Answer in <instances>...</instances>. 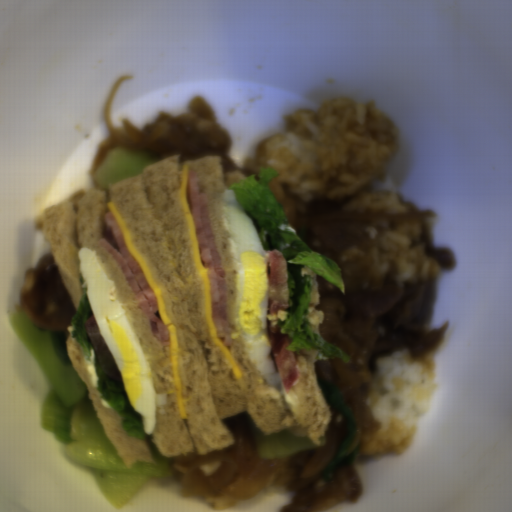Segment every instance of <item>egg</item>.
Returning a JSON list of instances; mask_svg holds the SVG:
<instances>
[{"mask_svg":"<svg viewBox=\"0 0 512 512\" xmlns=\"http://www.w3.org/2000/svg\"><path fill=\"white\" fill-rule=\"evenodd\" d=\"M78 258L91 314L118 367L129 402L142 419L144 432L152 434L156 393L144 350L120 302L116 284L109 279L99 257L85 246L79 249Z\"/></svg>","mask_w":512,"mask_h":512,"instance_id":"obj_2","label":"egg"},{"mask_svg":"<svg viewBox=\"0 0 512 512\" xmlns=\"http://www.w3.org/2000/svg\"><path fill=\"white\" fill-rule=\"evenodd\" d=\"M224 217L236 268L233 314L247 355L272 387H280L267 339L269 271L260 237L239 206L236 191L224 188Z\"/></svg>","mask_w":512,"mask_h":512,"instance_id":"obj_1","label":"egg"}]
</instances>
